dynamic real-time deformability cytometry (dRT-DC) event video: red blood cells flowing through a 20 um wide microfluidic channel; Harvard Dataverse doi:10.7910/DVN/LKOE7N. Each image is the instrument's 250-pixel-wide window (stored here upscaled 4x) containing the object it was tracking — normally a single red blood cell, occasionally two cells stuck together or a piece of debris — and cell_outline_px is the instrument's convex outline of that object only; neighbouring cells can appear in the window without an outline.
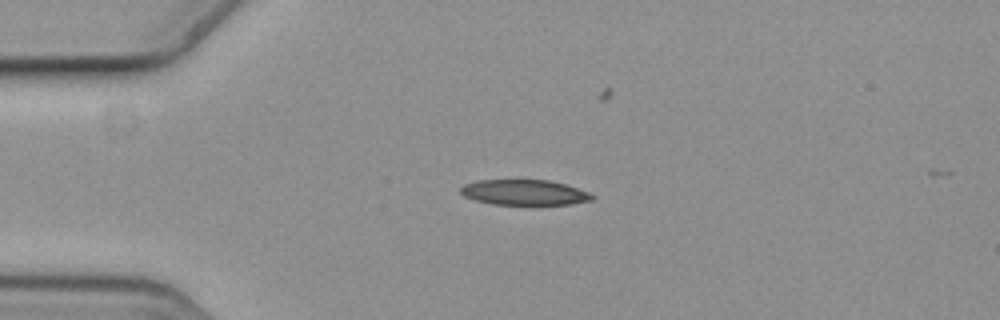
{"species": "common noctule bat (a hibernating species)", "species_latin": "Nyctalus noctula", "temperature_condition": "cold", "stored_images_in_passage": 2, "camera_frame_rate_fps": 3000, "um_per_image_px": 0.085, "animal": {"sex": "female", "body_mass_g": 19.3, "forearm_length_mm": 54.1}, "frame": {"image": 1, "passage_image": 1, "time_ms": 0.0, "image_size_px": [1000, 320], "cell_outline_px": [[596, 196], [592, 200], [572, 204], [540, 208], [532, 208], [492, 204], [476, 200], [464, 196], [460, 192], [460, 188], [464, 184], [476, 180], [548, 180], [564, 184], [588, 192]], "centroid_in_image_um": [44.6, 16.42], "position_along_channel_um": 40.4, "area_um2": 20.58}}